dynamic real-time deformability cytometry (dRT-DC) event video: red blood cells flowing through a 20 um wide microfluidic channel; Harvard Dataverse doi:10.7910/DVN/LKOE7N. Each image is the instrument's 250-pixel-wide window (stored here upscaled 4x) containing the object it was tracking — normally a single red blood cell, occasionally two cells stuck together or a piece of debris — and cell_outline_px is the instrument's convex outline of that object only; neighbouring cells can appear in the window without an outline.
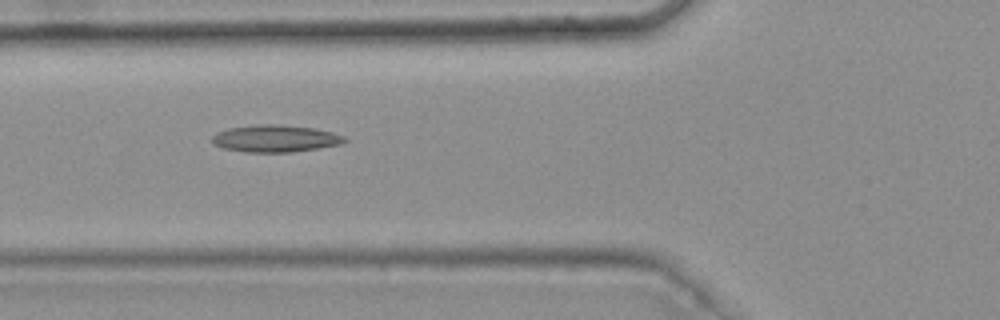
{"species": "common noctule bat (a hibernating species)", "species_latin": "Nyctalus noctula", "temperature_condition": "warm", "stored_images_in_passage": 49, "camera_frame_rate_fps": 3000, "um_per_image_px": 0.085, "animal": {"sex": "female", "body_mass_g": 25.1}, "frame": {"image": 1, "passage_image": 20, "time_ms": 6.333, "image_size_px": [1000, 320], "cell_outline_px": [[348, 140], [340, 144], [292, 152], [244, 152], [224, 148], [216, 144], [212, 140], [212, 136], [216, 132], [228, 128], [256, 124], [276, 124], [312, 128], [332, 132], [344, 136]], "centroid_in_image_um": [23.38, 11.77], "position_along_channel_um": 102.4, "area_um2": 20.75}}
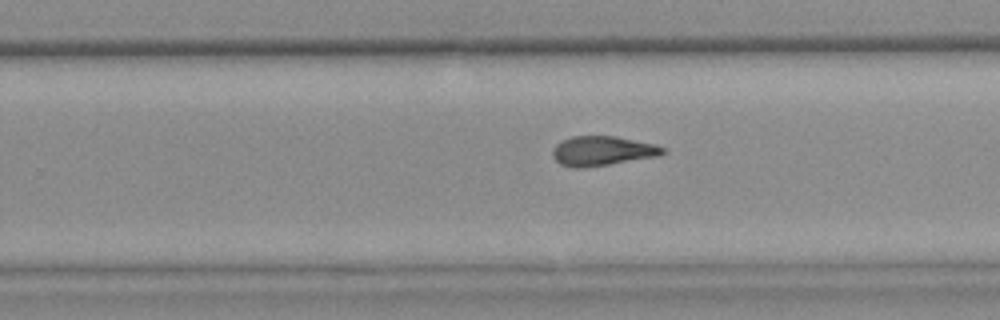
{"frame": {"image": 2, "passage_image": 34, "time_ms": 11.0, "image_size_px": [1000, 320], "cell_outline_px": [[668, 152], [660, 156], [584, 168], [572, 168], [560, 164], [552, 156], [552, 148], [556, 144], [572, 136], [616, 136], [656, 144], [664, 148]], "centroid_in_image_um": [51.22, 12.83], "position_along_channel_um": 278.6, "area_um2": 19.19}}
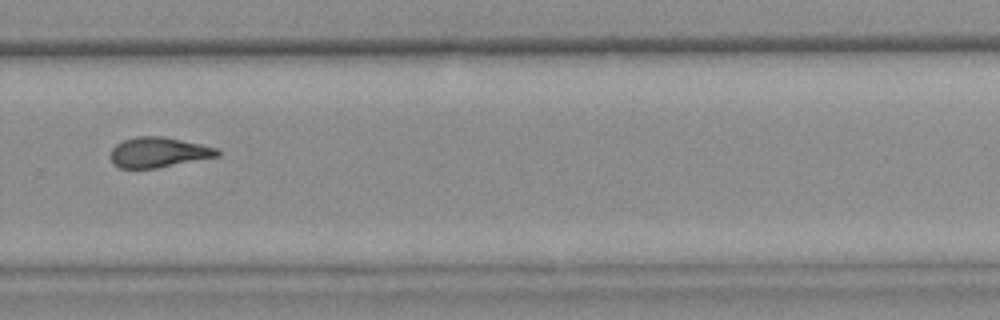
{"frame": {"image": 3, "passage_image": 37, "time_ms": 12.0, "image_size_px": [1000, 320], "cell_outline_px": [[220, 156], [156, 168], [120, 168], [112, 164], [108, 156], [112, 148], [116, 144], [124, 140], [136, 136], [164, 136], [200, 144], [216, 148], [220, 152]], "centroid_in_image_um": [13.42, 12.95], "position_along_channel_um": 316.4, "area_um2": 18.9}, "authors_computed_cell_mechanics": {"area_um2": 19.363, "velocity_mm_per_s": 3.7816, "shape_relaxation_time_tau1_ms": null, "shape_relaxation_time_tau2_ms": 3.4999, "deformation_change_tau1": null, "deformation_change_tau2": 0.1312}}